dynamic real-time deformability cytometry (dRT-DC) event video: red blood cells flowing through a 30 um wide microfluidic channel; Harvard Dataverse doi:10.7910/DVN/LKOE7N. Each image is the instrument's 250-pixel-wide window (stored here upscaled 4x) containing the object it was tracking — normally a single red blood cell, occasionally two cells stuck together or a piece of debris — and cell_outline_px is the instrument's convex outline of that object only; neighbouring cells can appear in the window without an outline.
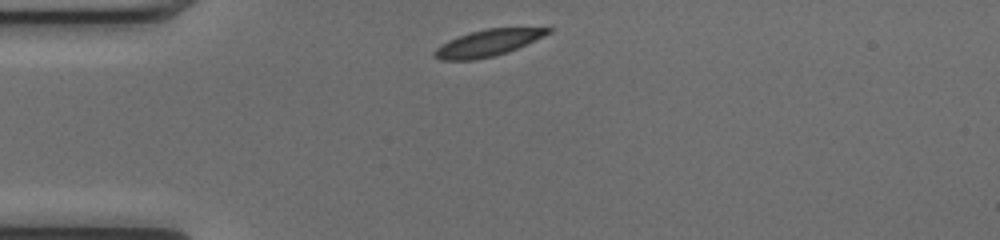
{"species": "common noctule bat (a hibernating species)", "species_latin": "Nyctalus noctula", "temperature_condition": "cold", "stored_images_in_passage": 40, "camera_frame_rate_fps": 3000, "um_per_image_px": 0.085, "animal": {"sex": "female", "body_mass_g": 17.0, "forearm_length_mm": 48.0}, "frame": {"image": 1, "passage_image": 1, "time_ms": 0.0, "image_size_px": [1000, 240], "cell_outline_px": [[552, 32], [544, 36], [508, 52], [476, 60], [440, 60], [432, 56], [432, 52], [440, 44], [448, 40], [472, 32], [488, 28], [552, 28]], "centroid_in_image_um": [41.42, 3.66], "position_along_channel_um": 43.6, "area_um2": 17.46}}
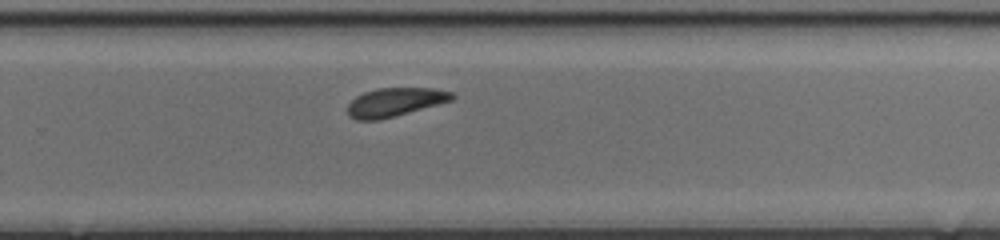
{"frame": {"image": 2, "passage_image": 22, "time_ms": 7.0, "image_size_px": [1000, 240], "cell_outline_px": [[456, 96], [452, 100], [380, 120], [356, 120], [348, 116], [348, 104], [356, 96], [364, 92], [376, 88], [432, 88], [452, 92]], "centroid_in_image_um": [33.54, 8.68], "position_along_channel_um": 296.3, "area_um2": 17.34}}
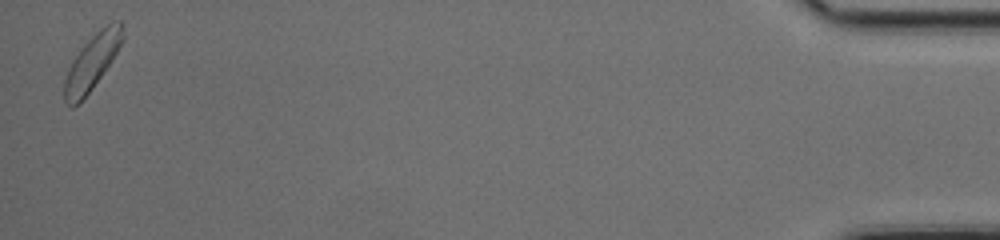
{"frame": {"image": 3, "passage_image": 39, "time_ms": 12.667, "image_size_px": [1000, 240], "cell_outline_px": [[124, 40], [112, 60], [92, 88], [72, 108], [64, 100], [64, 80], [68, 68], [84, 44], [100, 28], [112, 20], [120, 20], [124, 24]], "centroid_in_image_um": [7.87, 5.2], "position_along_channel_um": 427.3, "area_um2": 18.55}, "authors_computed_cell_mechanics": {"area_um2": 18.0047, "velocity_mm_per_s": 3.9643, "shape_relaxation_time_tau1_ms": 1.483, "shape_relaxation_time_tau2_ms": 5.4726, "deformation_change_tau1": 0.0766, "deformation_change_tau2": 0.1028}}